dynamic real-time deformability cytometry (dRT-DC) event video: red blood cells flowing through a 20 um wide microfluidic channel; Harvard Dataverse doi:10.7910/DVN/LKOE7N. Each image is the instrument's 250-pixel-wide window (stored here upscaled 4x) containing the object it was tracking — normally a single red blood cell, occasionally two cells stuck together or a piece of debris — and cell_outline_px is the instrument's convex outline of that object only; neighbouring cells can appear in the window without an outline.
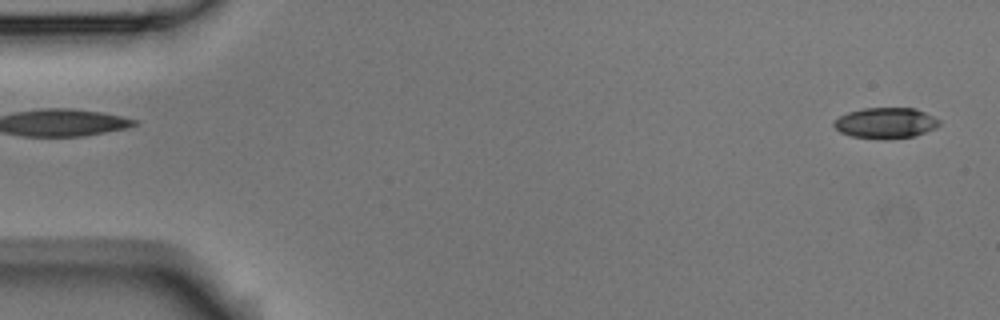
{"species": "Egyptian fruit bat (a non-hibernating species)", "species_latin": "Rousettus aegyptiacus", "temperature_condition": "room temperature", "stored_images_in_passage": 4, "camera_frame_rate_fps": 3000, "um_per_image_px": 0.085, "animal": {"sex": "male"}, "frame": {"image": 1, "passage_image": 1, "time_ms": 0.0, "image_size_px": [1000, 320], "cell_outline_px": [[940, 124], [936, 128], [916, 136], [852, 136], [840, 132], [832, 124], [840, 116], [848, 112], [864, 108], [916, 108], [940, 120]], "centroid_in_image_um": [75.31, 10.4], "position_along_channel_um": 9.7, "area_um2": 18.03}}
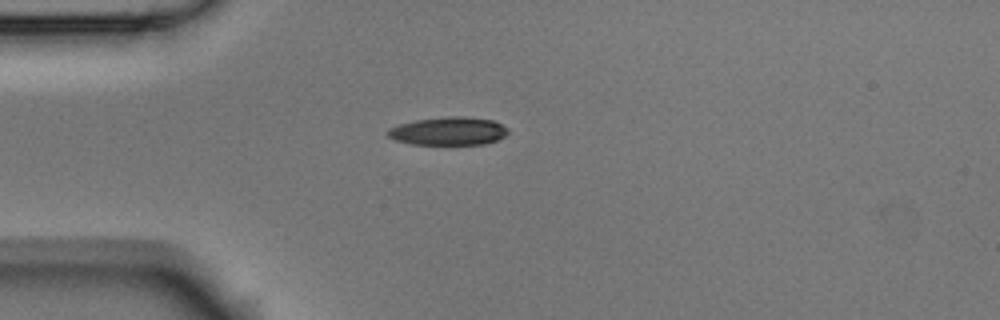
{"frame": {"image": 2, "passage_image": 4, "time_ms": 1.0, "image_size_px": [1000, 320], "cell_outline_px": [[508, 132], [504, 136], [496, 140], [484, 144], [412, 144], [396, 140], [388, 136], [388, 128], [400, 124], [416, 120], [448, 116], [464, 116], [492, 120], [508, 128]], "centroid_in_image_um": [38.12, 11.14], "position_along_channel_um": 46.9, "area_um2": 19.54}}